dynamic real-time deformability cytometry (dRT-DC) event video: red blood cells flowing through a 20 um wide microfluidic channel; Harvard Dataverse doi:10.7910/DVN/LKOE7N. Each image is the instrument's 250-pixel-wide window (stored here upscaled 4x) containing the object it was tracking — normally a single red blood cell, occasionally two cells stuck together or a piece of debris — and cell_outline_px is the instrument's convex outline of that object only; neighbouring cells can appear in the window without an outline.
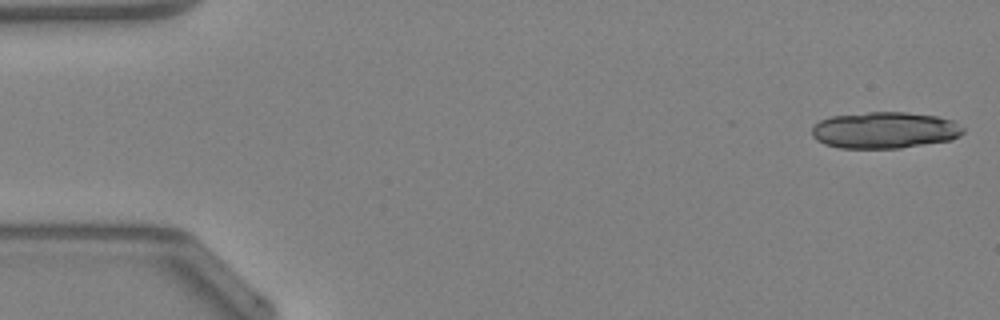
{"species": "Egyptian fruit bat (a non-hibernating species)", "species_latin": "Rousettus aegyptiacus", "temperature_condition": "warm", "stored_images_in_passage": 18, "camera_frame_rate_fps": 3000, "um_per_image_px": 0.085, "animal": {"sex": "female"}, "frame": {"image": 1, "passage_image": 1, "time_ms": 0.0, "image_size_px": [1000, 320], "cell_outline_px": [[964, 132], [960, 136], [952, 140], [900, 148], [840, 148], [824, 144], [816, 140], [812, 136], [812, 128], [820, 120], [832, 116], [868, 112], [908, 112], [936, 116], [952, 120], [964, 128]], "centroid_in_image_um": [75.21, 11.07], "position_along_channel_um": 9.8, "area_um2": 32.31}}
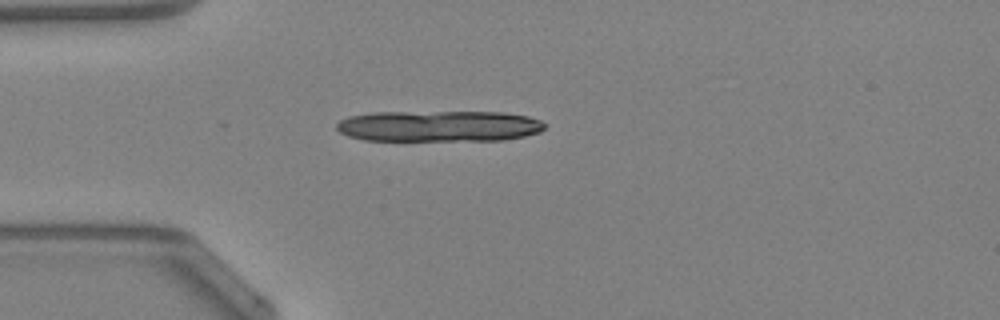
{"frame": {"image": 2, "passage_image": 12, "time_ms": 3.667, "image_size_px": [1000, 320], "cell_outline_px": [[548, 124], [540, 132], [524, 136], [504, 140], [364, 140], [348, 136], [340, 132], [336, 128], [336, 124], [340, 120], [348, 116], [372, 112], [504, 112], [528, 116], [540, 120]], "centroid_in_image_um": [37.32, 10.71], "position_along_channel_um": 47.7, "area_um2": 37.92}}